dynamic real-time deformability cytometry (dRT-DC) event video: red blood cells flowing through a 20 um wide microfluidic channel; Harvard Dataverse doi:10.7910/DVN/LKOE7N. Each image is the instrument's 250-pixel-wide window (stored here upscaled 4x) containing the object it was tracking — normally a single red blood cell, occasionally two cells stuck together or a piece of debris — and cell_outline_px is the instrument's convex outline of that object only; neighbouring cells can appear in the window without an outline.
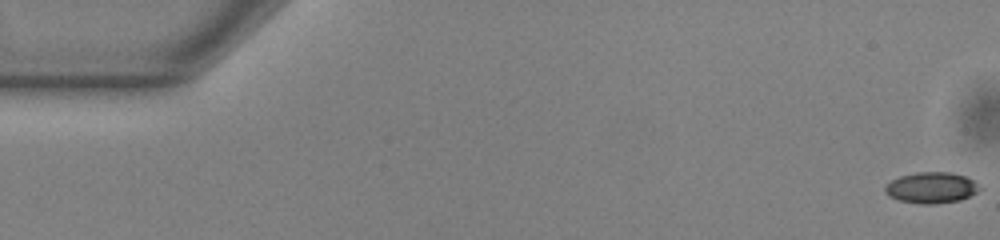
{"species": "common noctule bat (a hibernating species)", "species_latin": "Nyctalus noctula", "temperature_condition": "warm", "stored_images_in_passage": 54, "camera_frame_rate_fps": 3000, "um_per_image_px": 0.085, "animal": {"sex": "male", "body_mass_g": 13.0, "forearm_length_mm": 53.1}, "frame": {"image": 1, "passage_image": 1, "time_ms": 0.0, "image_size_px": [1000, 240], "cell_outline_px": [[984, 188], [960, 200], [936, 204], [920, 204], [896, 200], [888, 196], [884, 192], [884, 188], [892, 180], [900, 176], [916, 172], [952, 172], [968, 176]], "centroid_in_image_um": [79.18, 15.95], "position_along_channel_um": 5.8, "area_um2": 17.4}}
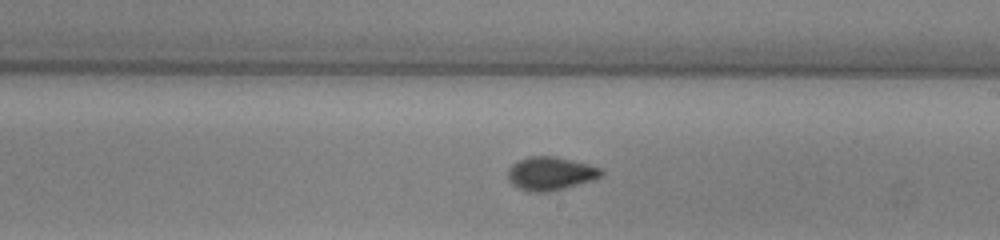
{"frame": {"image": 2, "passage_image": 31, "time_ms": 10.0, "image_size_px": [1000, 240], "cell_outline_px": [[604, 176], [596, 180], [548, 192], [528, 192], [516, 188], [508, 180], [508, 168], [512, 164], [528, 156], [556, 156], [604, 168]], "centroid_in_image_um": [46.83, 14.76], "position_along_channel_um": 242.2, "area_um2": 18.61}}
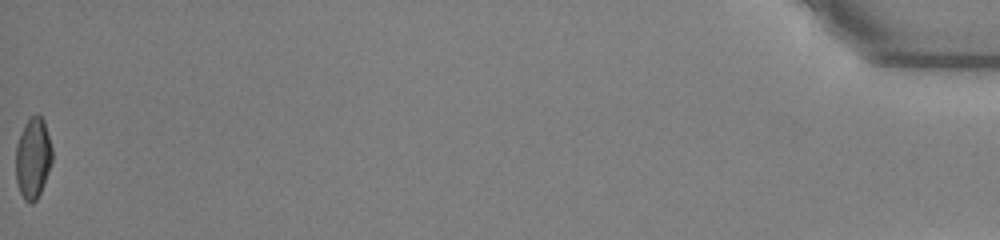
{"frame": {"image": 3, "passage_image": 54, "time_ms": 17.667, "image_size_px": [1000, 240], "cell_outline_px": [[52, 160], [48, 172], [40, 192], [36, 200], [32, 204], [24, 200], [20, 192], [16, 180], [16, 144], [20, 132], [24, 124], [36, 112], [44, 120], [52, 148]], "centroid_in_image_um": [2.79, 13.42], "position_along_channel_um": 432.4, "area_um2": 17.17}, "authors_computed_cell_mechanics": {"area_um2": 17.4267, "velocity_mm_per_s": 3.8796, "shape_relaxation_time_tau1_ms": 4.1079, "shape_relaxation_time_tau2_ms": 1.4493, "deformation_change_tau1": 0.1216, "deformation_change_tau2": 0.0682}}